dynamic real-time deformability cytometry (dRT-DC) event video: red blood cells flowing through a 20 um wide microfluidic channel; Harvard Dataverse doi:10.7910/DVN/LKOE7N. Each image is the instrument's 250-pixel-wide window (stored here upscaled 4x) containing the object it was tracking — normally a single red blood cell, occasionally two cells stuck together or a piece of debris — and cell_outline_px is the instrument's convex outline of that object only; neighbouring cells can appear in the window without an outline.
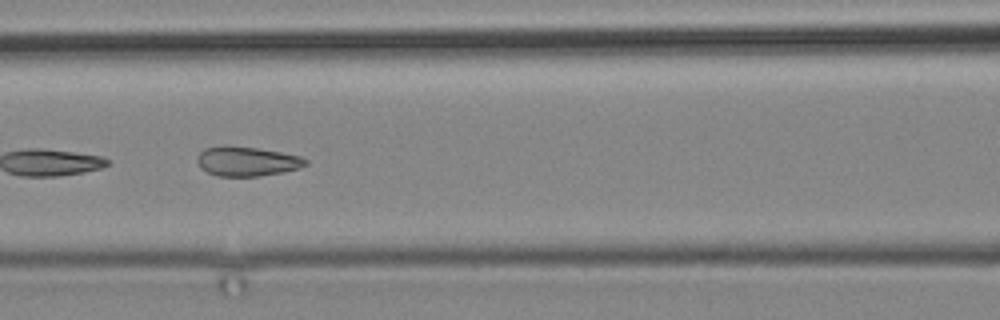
{"species": "common noctule bat (a hibernating species)", "species_latin": "Nyctalus noctula", "temperature_condition": "cold", "stored_images_in_passage": 16, "camera_frame_rate_fps": 3000, "um_per_image_px": 0.085, "animal": {"sex": "male", "body_mass_g": 19.2, "forearm_length_mm": 51.8}, "frame": {"image": 1, "passage_image": 12, "time_ms": 13.667, "image_size_px": [1000, 320], "cell_outline_px": [[308, 164], [300, 168], [284, 172], [256, 176], [216, 176], [200, 168], [196, 160], [196, 156], [204, 148], [256, 148], [280, 152], [300, 156], [308, 160]], "centroid_in_image_um": [21.02, 13.75], "position_along_channel_um": 145.6, "area_um2": 18.15}}
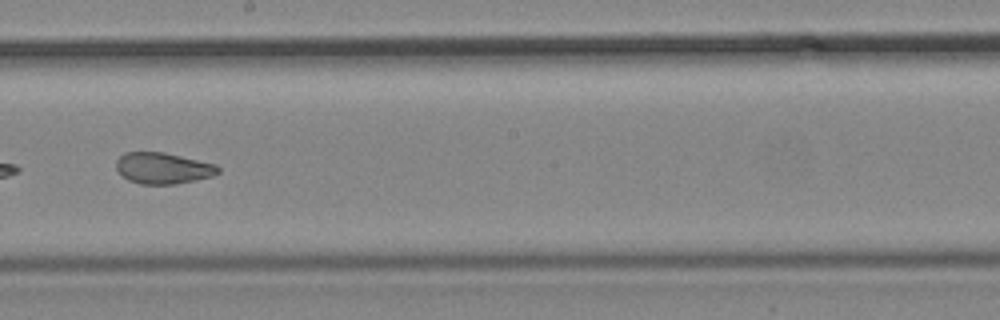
{"frame": {"image": 2, "passage_image": 14, "time_ms": 16.333, "image_size_px": [1000, 320], "cell_outline_px": [[220, 172], [212, 176], [196, 180], [176, 184], [140, 184], [128, 180], [116, 168], [116, 160], [124, 152], [164, 152], [216, 164], [220, 168]], "centroid_in_image_um": [13.87, 14.29], "position_along_channel_um": 234.3, "area_um2": 18.55}}
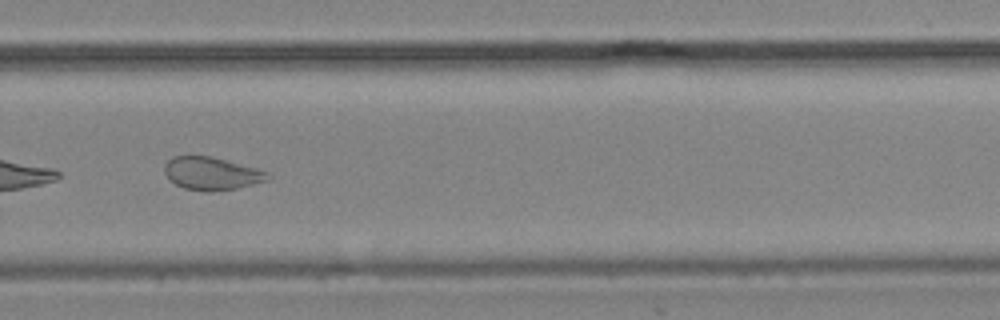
{"frame": {"image": 3, "passage_image": 16, "time_ms": 18.667, "image_size_px": [1000, 320], "cell_outline_px": [[272, 176], [268, 180], [236, 188], [212, 192], [208, 192], [184, 188], [168, 180], [164, 172], [164, 164], [172, 156], [212, 156], [256, 168], [268, 172]], "centroid_in_image_um": [17.96, 14.75], "position_along_channel_um": 311.8, "area_um2": 19.88}}